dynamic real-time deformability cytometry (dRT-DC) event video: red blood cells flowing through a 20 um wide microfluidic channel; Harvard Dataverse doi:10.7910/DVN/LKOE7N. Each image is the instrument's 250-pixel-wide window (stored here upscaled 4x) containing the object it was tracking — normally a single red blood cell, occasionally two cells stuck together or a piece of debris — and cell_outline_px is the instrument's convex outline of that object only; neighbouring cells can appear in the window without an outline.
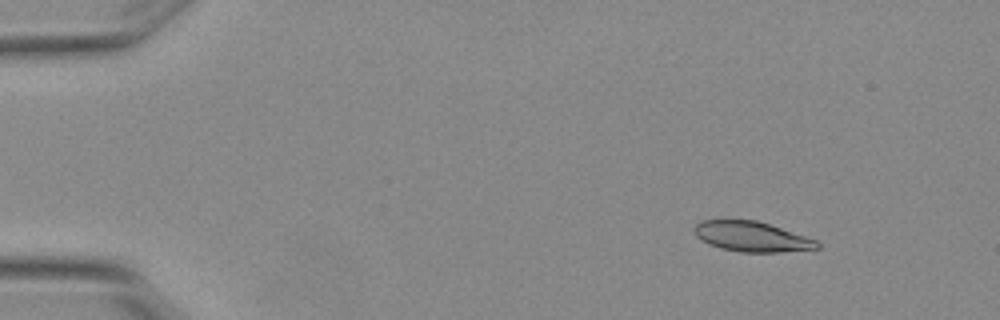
{"species": "Egyptian fruit bat (a non-hibernating species)", "species_latin": "Rousettus aegyptiacus", "temperature_condition": "warm", "stored_images_in_passage": 6, "camera_frame_rate_fps": 3000, "um_per_image_px": 0.085, "animal": {"sex": "female"}, "frame": {"image": 1, "passage_image": 2, "time_ms": 0.333, "image_size_px": [1000, 320], "cell_outline_px": [[820, 248], [780, 252], [740, 252], [720, 248], [708, 244], [700, 240], [692, 232], [692, 228], [696, 224], [704, 220], [724, 216], [756, 220], [816, 240], [820, 244]], "centroid_in_image_um": [63.77, 20.07], "position_along_channel_um": 21.2, "area_um2": 22.2}}
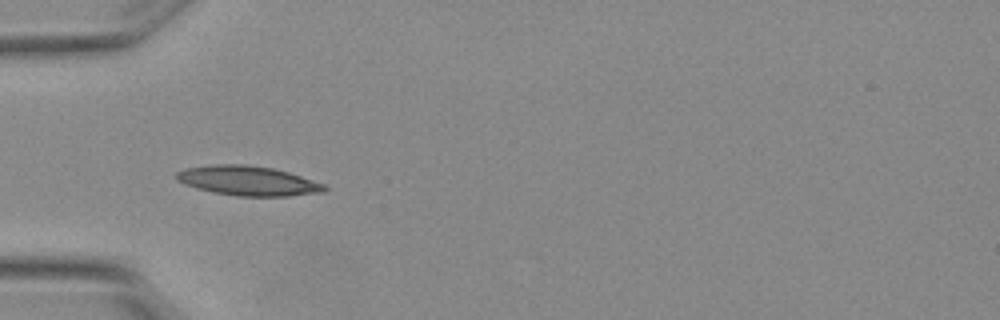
{"frame": {"image": 2, "passage_image": 5, "time_ms": 1.333, "image_size_px": [1000, 320], "cell_outline_px": [[328, 188], [324, 192], [288, 196], [236, 196], [212, 192], [196, 188], [184, 184], [176, 180], [176, 172], [188, 168], [212, 164], [244, 164], [272, 168], [288, 172], [324, 184]], "centroid_in_image_um": [21.06, 15.37], "position_along_channel_um": 63.9, "area_um2": 25.49}}
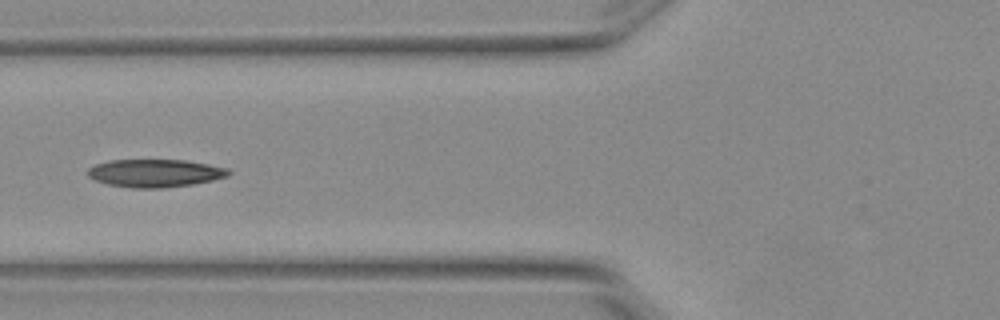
{"frame": {"image": 3, "passage_image": 6, "time_ms": 1.667, "image_size_px": [1000, 320], "cell_outline_px": [[232, 172], [228, 176], [212, 180], [192, 184], [164, 188], [132, 188], [108, 184], [96, 180], [88, 176], [88, 168], [96, 164], [108, 160], [188, 160], [228, 168]], "centroid_in_image_um": [13.2, 14.71], "position_along_channel_um": 112.6, "area_um2": 22.89}}